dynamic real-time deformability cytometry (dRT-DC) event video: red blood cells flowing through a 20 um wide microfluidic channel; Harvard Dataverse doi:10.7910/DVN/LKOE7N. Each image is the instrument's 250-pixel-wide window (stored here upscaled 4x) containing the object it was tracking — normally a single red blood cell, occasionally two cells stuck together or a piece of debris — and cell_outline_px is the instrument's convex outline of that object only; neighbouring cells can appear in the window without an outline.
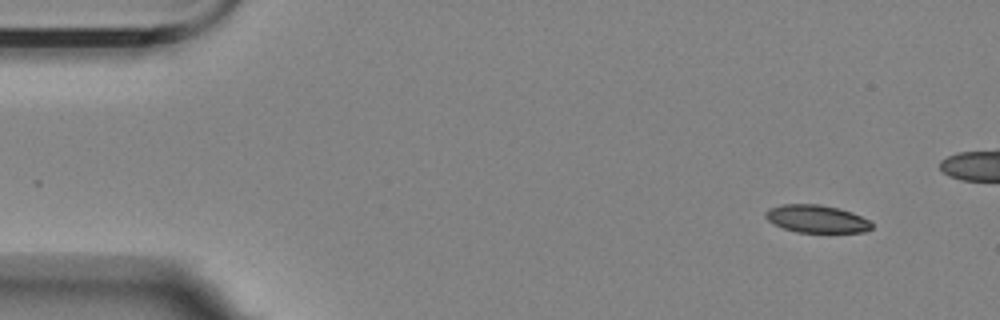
{"species": "Egyptian fruit bat (a non-hibernating species)", "species_latin": "Rousettus aegyptiacus", "temperature_condition": "room temperature", "stored_images_in_passage": 8, "camera_frame_rate_fps": 3000, "um_per_image_px": 0.085, "animal": {"sex": "female"}, "frame": {"image": 1, "passage_image": 1, "time_ms": 0.0, "image_size_px": [1000, 320], "cell_outline_px": [[872, 228], [864, 232], [796, 232], [784, 228], [768, 220], [764, 216], [764, 212], [768, 208], [780, 204], [820, 204], [840, 208], [852, 212], [868, 220], [872, 224]], "centroid_in_image_um": [69.39, 18.59], "position_along_channel_um": 15.6, "area_um2": 17.17}}
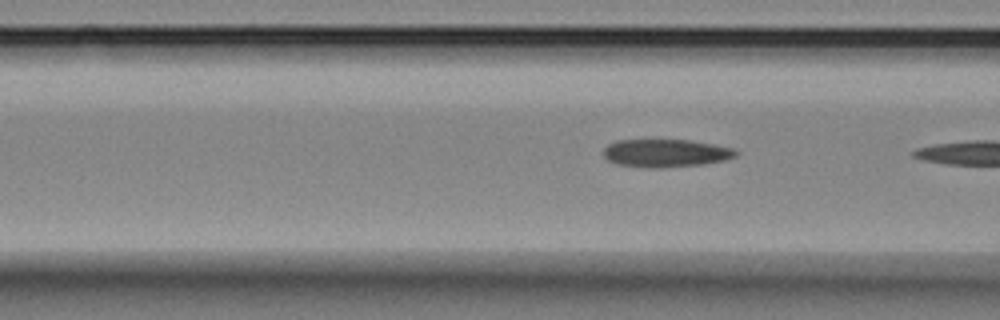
{"frame": {"image": 2, "passage_image": 8, "time_ms": 8.0, "image_size_px": [1000, 320], "cell_outline_px": [[740, 152], [736, 156], [728, 160], [704, 164], [660, 168], [648, 168], [616, 164], [608, 160], [604, 156], [604, 148], [608, 144], [616, 140], [688, 140], [712, 144], [732, 148]], "centroid_in_image_um": [56.6, 13.02], "position_along_channel_um": 110.0, "area_um2": 21.68}}